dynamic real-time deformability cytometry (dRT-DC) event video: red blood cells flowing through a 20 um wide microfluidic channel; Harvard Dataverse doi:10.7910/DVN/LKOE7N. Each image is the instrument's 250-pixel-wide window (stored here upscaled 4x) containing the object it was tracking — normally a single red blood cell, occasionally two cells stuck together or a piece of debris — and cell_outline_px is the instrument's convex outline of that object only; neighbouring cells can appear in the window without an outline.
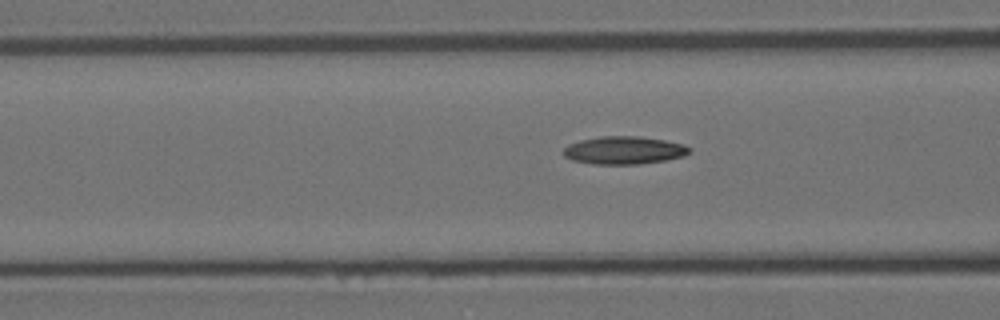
{"species": "Egyptian fruit bat (a non-hibernating species)", "species_latin": "Rousettus aegyptiacus", "temperature_condition": "room temperature", "stored_images_in_passage": 20, "camera_frame_rate_fps": 3000, "um_per_image_px": 0.085, "animal": {"sex": "female"}, "frame": {"image": 1, "passage_image": 15, "time_ms": 4.667, "image_size_px": [1000, 320], "cell_outline_px": [[692, 152], [684, 156], [664, 160], [640, 164], [592, 164], [572, 160], [564, 156], [564, 148], [568, 144], [580, 140], [600, 136], [640, 136], [664, 140], [684, 144], [692, 148]], "centroid_in_image_um": [53.06, 12.77], "position_along_channel_um": 113.5, "area_um2": 20.58}}